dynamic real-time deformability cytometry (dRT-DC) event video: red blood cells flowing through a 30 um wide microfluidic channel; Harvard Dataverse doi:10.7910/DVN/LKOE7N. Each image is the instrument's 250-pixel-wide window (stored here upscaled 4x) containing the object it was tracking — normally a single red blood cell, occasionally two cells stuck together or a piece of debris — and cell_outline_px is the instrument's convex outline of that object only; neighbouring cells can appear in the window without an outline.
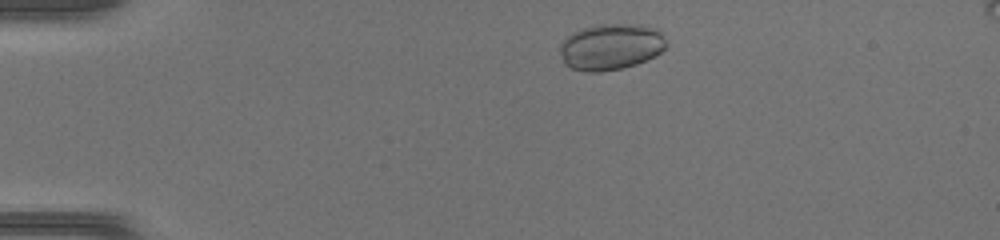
{"species": "common noctule bat (a hibernating species)", "species_latin": "Nyctalus noctula", "temperature_condition": "warm", "stored_images_in_passage": 41, "camera_frame_rate_fps": 3000, "um_per_image_px": 0.085, "animal": {"sex": "female", "body_mass_g": 17.0, "forearm_length_mm": 48.0}, "frame": {"image": 1, "passage_image": 4, "time_ms": 1.0, "image_size_px": [1000, 240], "cell_outline_px": [[668, 44], [656, 56], [636, 64], [620, 68], [600, 72], [584, 72], [572, 68], [564, 64], [560, 52], [560, 44], [572, 32], [584, 28], [600, 24], [640, 24], [660, 28]], "centroid_in_image_um": [51.96, 3.96], "position_along_channel_um": 33.0, "area_um2": 28.96}}
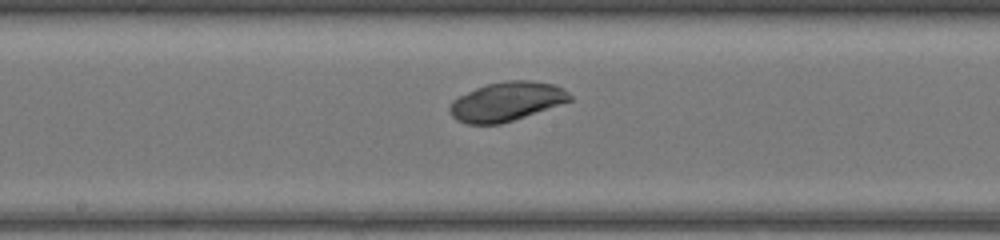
{"frame": {"image": 2, "passage_image": 20, "time_ms": 6.333, "image_size_px": [1000, 240], "cell_outline_px": [[572, 100], [500, 124], [464, 124], [456, 120], [452, 116], [448, 108], [452, 100], [476, 88], [488, 84], [508, 80], [532, 80], [552, 84], [564, 88], [572, 96]], "centroid_in_image_um": [43.04, 8.63], "position_along_channel_um": 205.2, "area_um2": 27.11}}
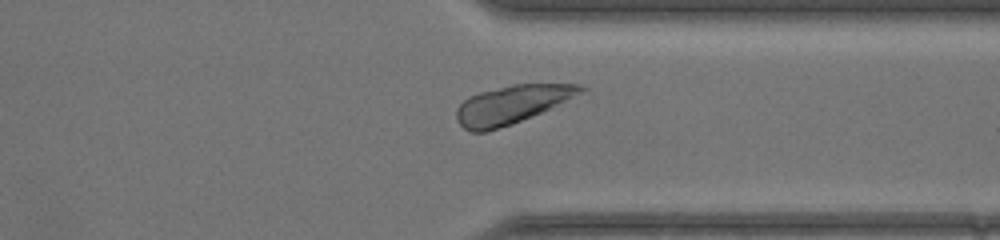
{"frame": {"image": 3, "passage_image": 31, "time_ms": 10.0, "image_size_px": [1000, 240], "cell_outline_px": [[588, 88], [532, 116], [512, 124], [488, 132], [472, 132], [464, 128], [456, 120], [456, 108], [468, 96], [480, 92], [512, 84], [580, 84]], "centroid_in_image_um": [43.4, 8.89], "position_along_channel_um": 368.0, "area_um2": 27.17}}